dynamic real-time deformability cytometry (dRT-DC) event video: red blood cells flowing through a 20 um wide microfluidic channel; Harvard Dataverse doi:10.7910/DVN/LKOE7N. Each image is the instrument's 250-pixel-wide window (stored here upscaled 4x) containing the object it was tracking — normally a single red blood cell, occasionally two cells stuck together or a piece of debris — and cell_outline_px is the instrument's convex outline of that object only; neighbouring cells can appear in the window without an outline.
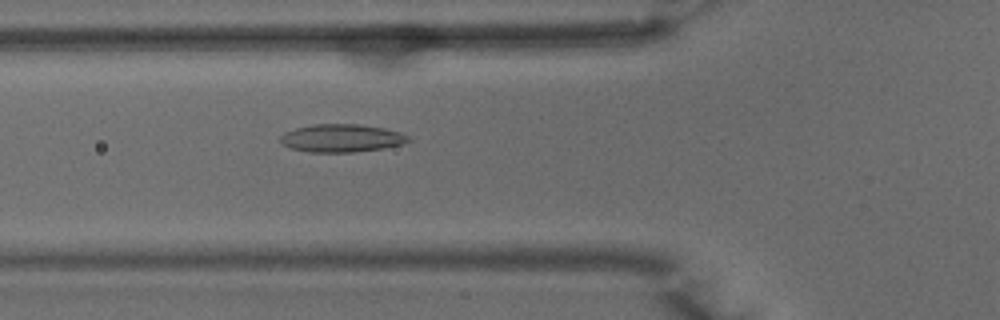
{"species": "common noctule bat (a hibernating species)", "species_latin": "Nyctalus noctula", "temperature_condition": "warm", "stored_images_in_passage": 50, "camera_frame_rate_fps": 3000, "um_per_image_px": 0.085, "animal": {"sex": "male", "body_mass_g": 15.6}, "frame": {"image": 1, "passage_image": 18, "time_ms": 5.667, "image_size_px": [1000, 320], "cell_outline_px": [[412, 140], [404, 144], [384, 148], [352, 152], [308, 152], [292, 148], [284, 144], [280, 140], [280, 136], [284, 132], [296, 128], [312, 124], [356, 124], [384, 128], [400, 132], [408, 136]], "centroid_in_image_um": [29.06, 11.74], "position_along_channel_um": 96.7, "area_um2": 20.81}}
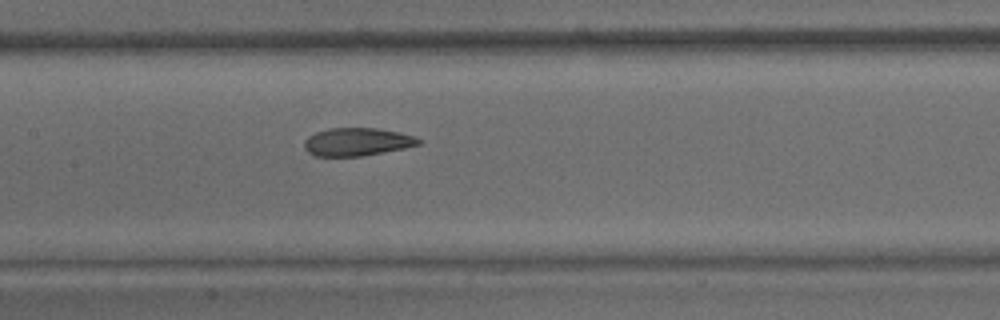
{"frame": {"image": 2, "passage_image": 24, "time_ms": 7.667, "image_size_px": [1000, 320], "cell_outline_px": [[420, 144], [404, 148], [364, 156], [316, 156], [308, 152], [304, 148], [304, 140], [308, 136], [316, 132], [328, 128], [376, 128], [400, 132], [416, 136], [420, 140]], "centroid_in_image_um": [30.34, 12.05], "position_along_channel_um": 177.1, "area_um2": 18.73}}
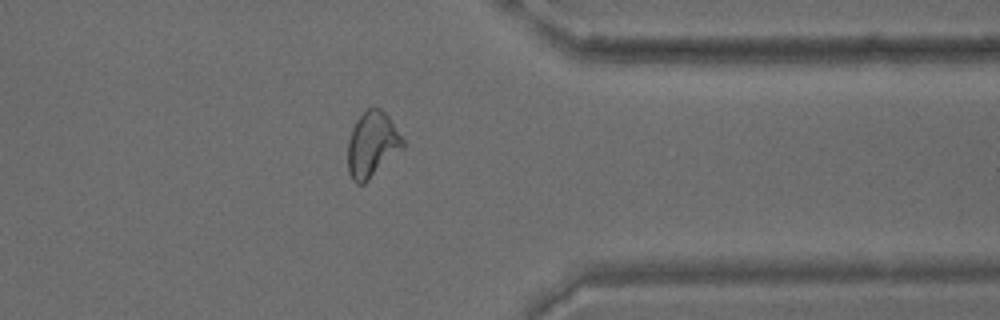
{"frame": {"image": 3, "passage_image": 40, "time_ms": 13.0, "image_size_px": [1000, 320], "cell_outline_px": [[404, 148], [364, 184], [356, 184], [352, 180], [348, 172], [348, 140], [352, 128], [356, 120], [368, 108], [380, 108], [388, 116], [404, 140]], "centroid_in_image_um": [31.62, 12.31], "position_along_channel_um": 379.8, "area_um2": 20.98}, "authors_computed_cell_mechanics": {"area_um2": 20.8947, "velocity_mm_per_s": 3.98, "shape_relaxation_time_tau1_ms": null, "shape_relaxation_time_tau2_ms": 1.919, "deformation_change_tau1": null, "deformation_change_tau2": 0.0879}}